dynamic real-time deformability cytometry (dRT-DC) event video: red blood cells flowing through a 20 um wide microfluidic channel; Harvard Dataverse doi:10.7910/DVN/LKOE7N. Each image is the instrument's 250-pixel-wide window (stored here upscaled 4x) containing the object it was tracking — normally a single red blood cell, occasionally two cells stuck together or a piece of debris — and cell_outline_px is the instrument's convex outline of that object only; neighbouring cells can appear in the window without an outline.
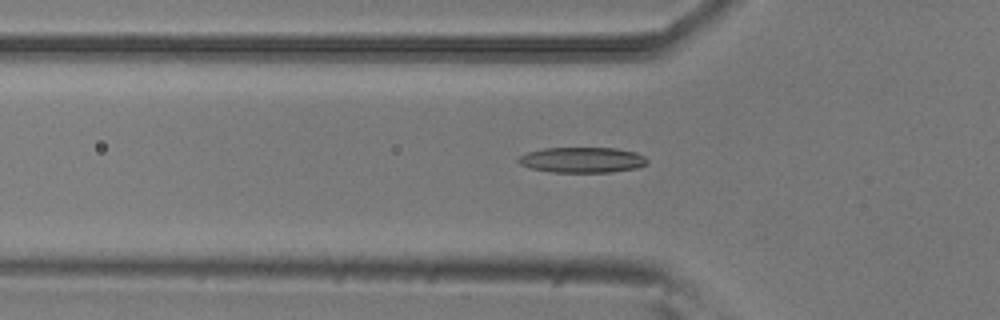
{"species": "common noctule bat (a hibernating species)", "species_latin": "Nyctalus noctula", "temperature_condition": "room temperature", "stored_images_in_passage": 54, "camera_frame_rate_fps": 3000, "um_per_image_px": 0.085, "animal": {"sex": "male", "body_mass_g": 20.5, "forearm_length_mm": 52.5}, "frame": {"image": 1, "passage_image": 18, "time_ms": 5.667, "image_size_px": [1000, 320], "cell_outline_px": [[648, 164], [636, 168], [612, 172], [552, 172], [532, 168], [520, 164], [516, 160], [520, 156], [528, 152], [544, 148], [616, 148], [636, 152], [644, 156], [648, 160]], "centroid_in_image_um": [49.52, 13.59], "position_along_channel_um": 76.3, "area_um2": 19.13}}
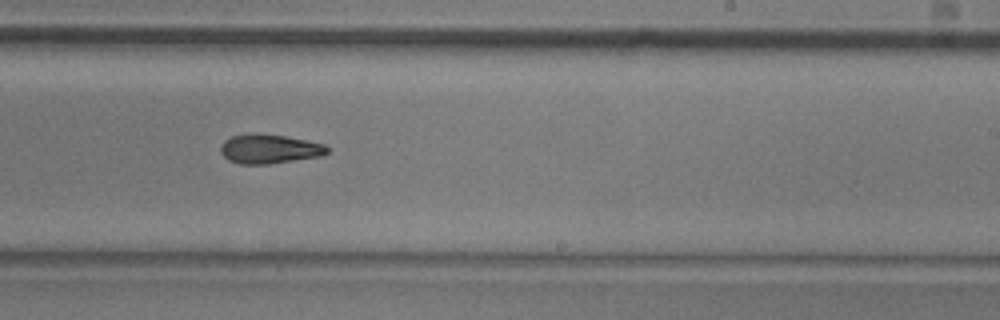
{"frame": {"image": 2, "passage_image": 33, "time_ms": 10.667, "image_size_px": [1000, 320], "cell_outline_px": [[328, 152], [320, 156], [268, 164], [240, 164], [228, 160], [220, 152], [220, 144], [224, 140], [232, 136], [252, 132], [256, 132], [284, 136], [308, 140], [324, 144], [328, 148]], "centroid_in_image_um": [22.85, 12.64], "position_along_channel_um": 266.1, "area_um2": 18.32}}
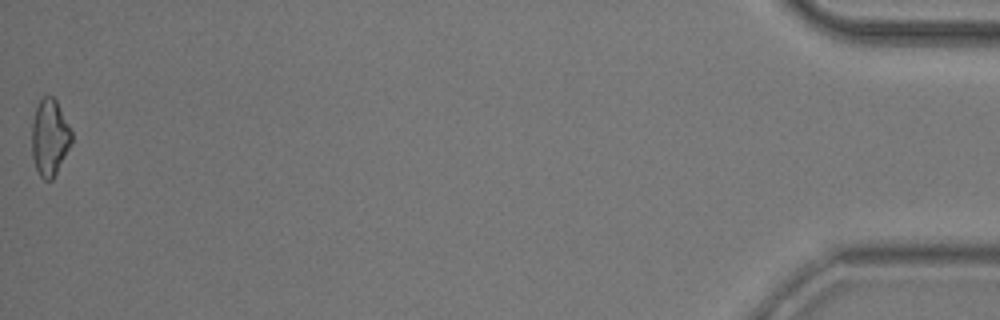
{"frame": {"image": 3, "passage_image": 54, "time_ms": 17.667, "image_size_px": [1000, 320], "cell_outline_px": [[72, 144], [52, 180], [44, 180], [40, 176], [36, 168], [32, 156], [32, 124], [36, 108], [40, 100], [44, 96], [52, 96], [56, 100], [72, 132]], "centroid_in_image_um": [4.23, 11.7], "position_along_channel_um": 431.0, "area_um2": 17.63}, "authors_computed_cell_mechanics": {"area_um2": 18.3515, "velocity_mm_per_s": 3.7791, "shape_relaxation_time_tau1_ms": 4.7887, "shape_relaxation_time_tau2_ms": 7.2484, "deformation_change_tau1": 0.1375, "deformation_change_tau2": 0.1773}}